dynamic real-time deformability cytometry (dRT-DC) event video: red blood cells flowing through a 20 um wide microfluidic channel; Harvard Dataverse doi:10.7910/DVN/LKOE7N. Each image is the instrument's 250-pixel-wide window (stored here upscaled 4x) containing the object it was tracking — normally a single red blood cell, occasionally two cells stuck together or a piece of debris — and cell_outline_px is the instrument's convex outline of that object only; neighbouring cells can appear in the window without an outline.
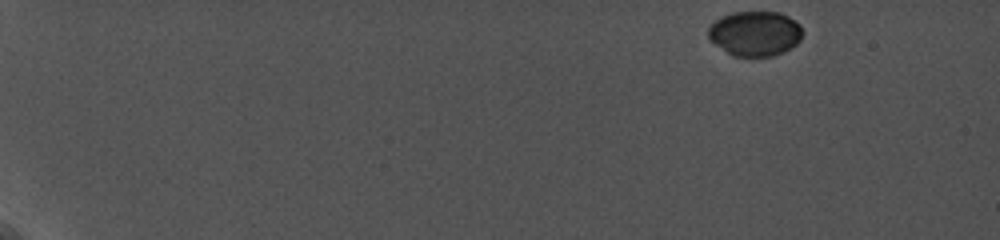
{"species": "common noctule bat (a hibernating species)", "species_latin": "Nyctalus noctula", "temperature_condition": "cold", "stored_images_in_passage": 46, "camera_frame_rate_fps": 5000, "um_per_image_px": 0.085, "animal": {"sex": "female", "body_mass_g": 19.0, "forearm_length_mm": 56.7}, "frame": {"image": 1, "passage_image": 1, "time_ms": 0.0, "image_size_px": [1000, 240], "cell_outline_px": [[804, 32], [800, 40], [796, 44], [784, 52], [772, 56], [732, 56], [716, 44], [708, 36], [708, 28], [720, 16], [732, 12], [780, 12], [788, 16], [800, 24]], "centroid_in_image_um": [64.21, 2.84], "position_along_channel_um": 20.8, "area_um2": 24.74}}
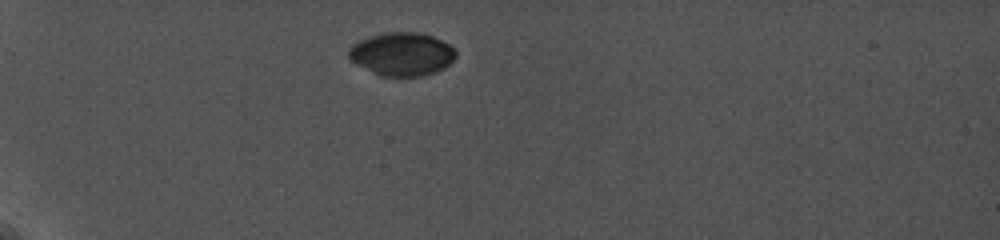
{"frame": {"image": 2, "passage_image": 29, "time_ms": 4.2, "image_size_px": [1000, 240], "cell_outline_px": [[456, 56], [444, 68], [420, 76], [380, 76], [356, 64], [348, 56], [348, 48], [352, 44], [360, 40], [384, 32], [420, 32], [432, 36], [448, 44], [456, 52]], "centroid_in_image_um": [34.13, 4.59], "position_along_channel_um": 50.9, "area_um2": 26.76}}
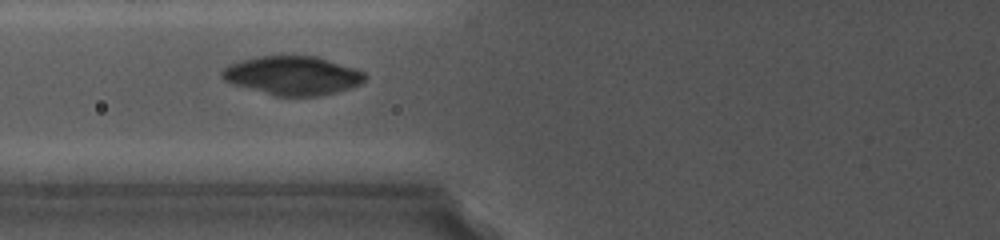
{"frame": {"image": 3, "passage_image": 41, "time_ms": 6.8, "image_size_px": [1000, 240], "cell_outline_px": [[368, 76], [360, 84], [336, 92], [320, 96], [276, 96], [232, 84], [224, 80], [220, 76], [220, 72], [228, 64], [260, 56], [316, 56], [356, 68], [364, 72]], "centroid_in_image_um": [24.87, 6.42], "position_along_channel_um": 100.9, "area_um2": 32.31}}